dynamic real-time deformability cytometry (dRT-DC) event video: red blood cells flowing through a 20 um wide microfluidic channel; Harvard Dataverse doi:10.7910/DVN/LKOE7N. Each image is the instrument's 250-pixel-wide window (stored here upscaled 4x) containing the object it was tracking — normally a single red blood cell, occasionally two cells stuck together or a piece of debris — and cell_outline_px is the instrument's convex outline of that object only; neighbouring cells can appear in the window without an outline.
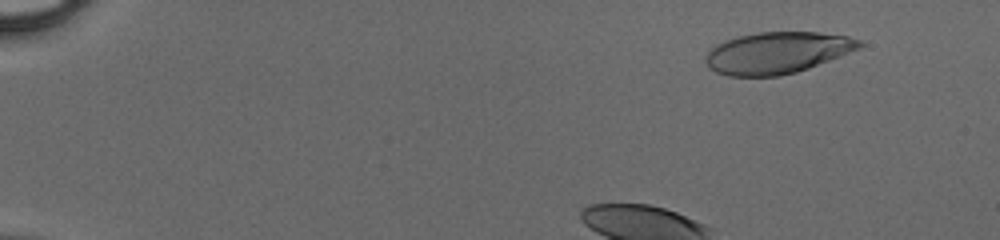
{"species": "human", "species_latin": "Homo sapiens", "temperature_condition": "cold", "stored_images_in_passage": 39, "camera_frame_rate_fps": 3000, "um_per_image_px": 0.085, "donor": {"sex": "male"}, "frame": {"image": 1, "passage_image": 6, "time_ms": 1.667, "image_size_px": [1000, 240], "cell_outline_px": [[864, 44], [860, 48], [840, 56], [808, 68], [796, 72], [780, 76], [728, 76], [716, 72], [708, 68], [704, 60], [704, 56], [708, 48], [716, 44], [740, 36], [756, 32], [820, 32], [848, 36], [860, 40]], "centroid_in_image_um": [66.02, 4.48], "position_along_channel_um": 19.0, "area_um2": 37.45}}
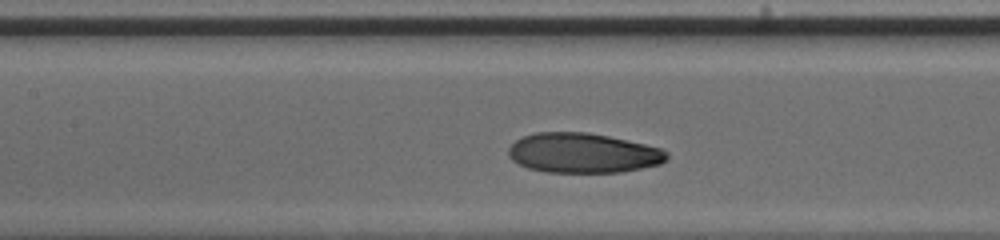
{"frame": {"image": 2, "passage_image": 22, "time_ms": 7.0, "image_size_px": [1000, 240], "cell_outline_px": [[668, 156], [660, 164], [620, 172], [544, 172], [528, 168], [512, 160], [508, 156], [508, 148], [516, 140], [524, 136], [536, 132], [588, 132], [608, 136], [644, 144], [660, 148], [668, 152]], "centroid_in_image_um": [49.52, 13.0], "position_along_channel_um": 157.9, "area_um2": 36.59}}
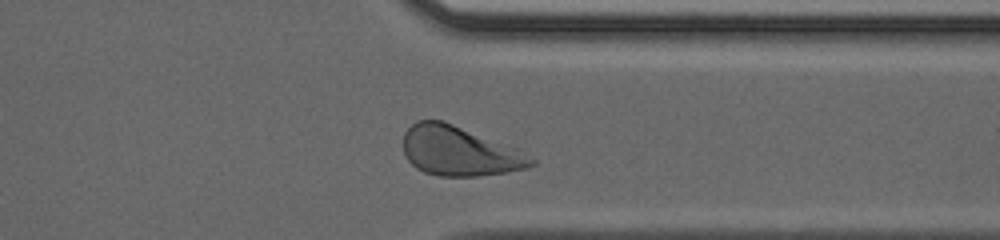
{"frame": {"image": 3, "passage_image": 37, "time_ms": 12.0, "image_size_px": [1000, 240], "cell_outline_px": [[536, 164], [528, 168], [508, 172], [476, 176], [440, 176], [424, 172], [416, 168], [404, 156], [404, 132], [416, 120], [444, 120], [516, 148], [536, 160]], "centroid_in_image_um": [39.04, 12.84], "position_along_channel_um": 372.4, "area_um2": 36.99}}